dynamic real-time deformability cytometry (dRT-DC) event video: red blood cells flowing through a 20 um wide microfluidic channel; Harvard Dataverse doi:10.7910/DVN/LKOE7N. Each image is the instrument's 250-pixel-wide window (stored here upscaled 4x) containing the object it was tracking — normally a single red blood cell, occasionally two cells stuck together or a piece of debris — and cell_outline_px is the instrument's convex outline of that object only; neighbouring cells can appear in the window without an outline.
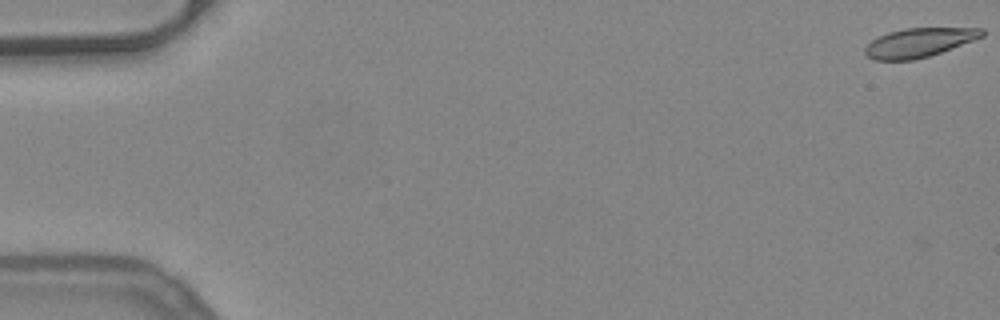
{"species": "common noctule bat (a hibernating species)", "species_latin": "Nyctalus noctula", "temperature_condition": "warm", "stored_images_in_passage": 53, "camera_frame_rate_fps": 3000, "um_per_image_px": 0.085, "animal": {"sex": "female", "body_mass_g": 24.6, "forearm_length_mm": 56.2}, "frame": {"image": 1, "passage_image": 1, "time_ms": 0.0, "image_size_px": [1000, 320], "cell_outline_px": [[984, 36], [940, 52], [916, 60], [872, 60], [864, 52], [864, 48], [872, 40], [888, 32], [904, 28], [984, 28]], "centroid_in_image_um": [78.09, 3.62], "position_along_channel_um": 6.9, "area_um2": 19.65}}
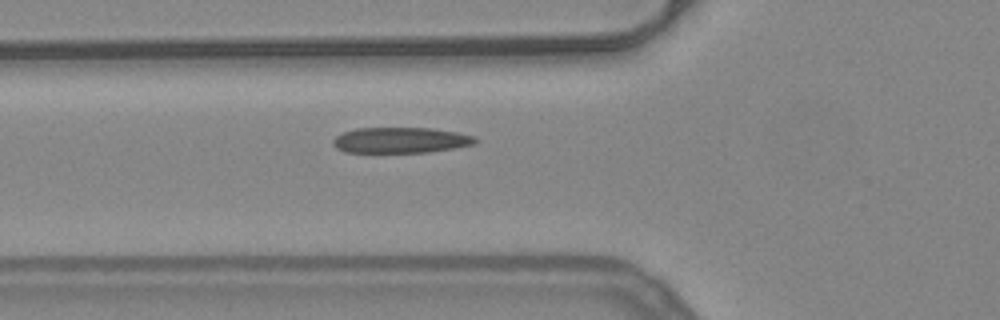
{"frame": {"image": 2, "passage_image": 20, "time_ms": 6.333, "image_size_px": [1000, 320], "cell_outline_px": [[480, 140], [476, 144], [456, 148], [428, 152], [344, 152], [336, 148], [332, 144], [332, 140], [336, 136], [344, 132], [356, 128], [432, 128], [456, 132], [476, 136]], "centroid_in_image_um": [34.1, 11.91], "position_along_channel_um": 91.7, "area_um2": 21.5}}
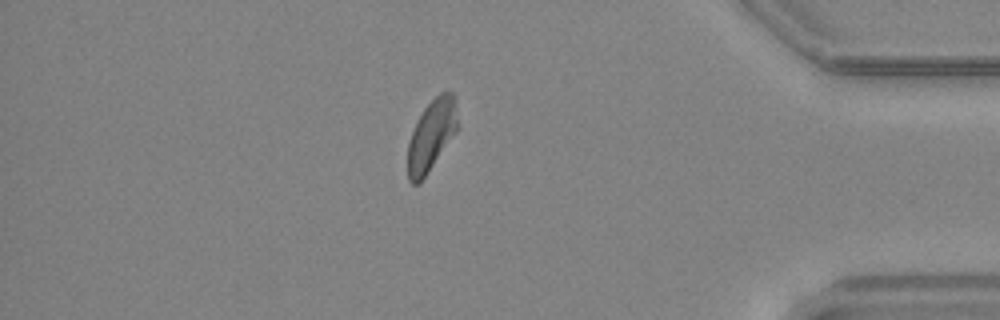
{"frame": {"image": 3, "passage_image": 46, "time_ms": 15.0, "image_size_px": [1000, 320], "cell_outline_px": [[460, 128], [420, 184], [412, 184], [408, 180], [408, 144], [416, 120], [424, 108], [440, 92], [452, 92], [456, 96]], "centroid_in_image_um": [36.72, 11.49], "position_along_channel_um": 398.5, "area_um2": 21.27}, "authors_computed_cell_mechanics": {"area_um2": 21.3282, "velocity_mm_per_s": 3.9404, "shape_relaxation_time_tau1_ms": 6.5742, "shape_relaxation_time_tau2_ms": 1.8595, "deformation_change_tau1": 0.1787, "deformation_change_tau2": 0.0927}}